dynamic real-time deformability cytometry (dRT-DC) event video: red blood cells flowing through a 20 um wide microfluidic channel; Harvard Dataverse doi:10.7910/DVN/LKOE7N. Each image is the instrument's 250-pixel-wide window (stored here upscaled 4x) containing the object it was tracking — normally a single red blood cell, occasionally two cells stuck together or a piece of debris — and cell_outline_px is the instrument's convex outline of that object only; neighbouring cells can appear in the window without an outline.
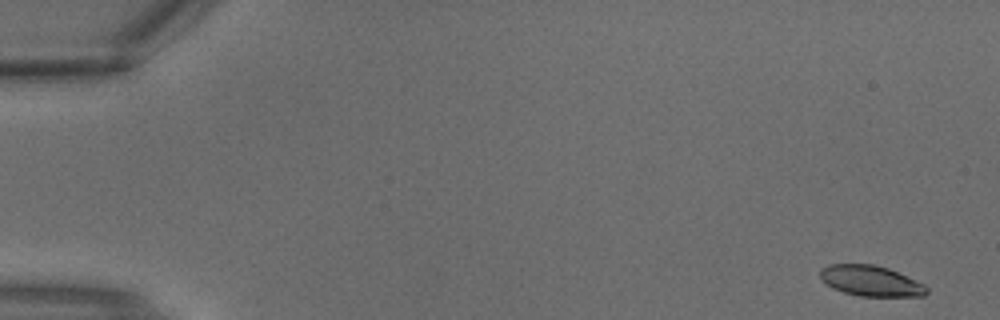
{"species": "common noctule bat (a hibernating species)", "species_latin": "Nyctalus noctula", "temperature_condition": "warm", "stored_images_in_passage": 3, "camera_frame_rate_fps": 3000, "um_per_image_px": 0.085, "animal": {"sex": "male", "body_mass_g": 18.8}, "frame": {"image": 1, "passage_image": 1, "time_ms": 0.0, "image_size_px": [1000, 320], "cell_outline_px": [[928, 292], [924, 296], [860, 296], [844, 292], [832, 288], [820, 276], [820, 268], [828, 264], [872, 264], [888, 268], [924, 284], [928, 288]], "centroid_in_image_um": [74.02, 23.87], "position_along_channel_um": 11.0, "area_um2": 18.84}}
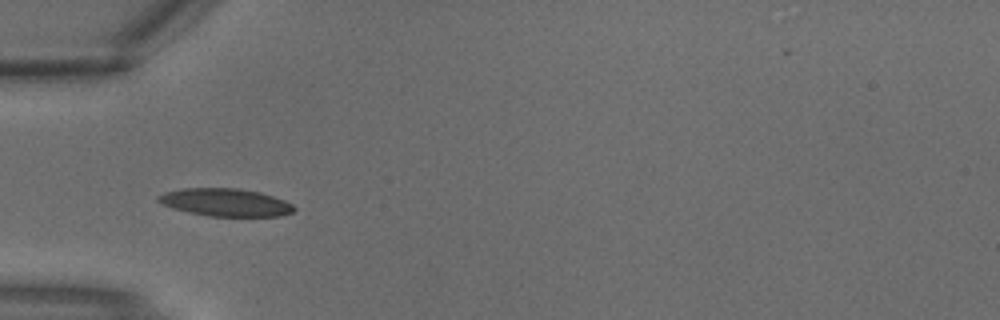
{"frame": {"image": 2, "passage_image": 3, "time_ms": 0.667, "image_size_px": [1000, 320], "cell_outline_px": [[296, 208], [292, 212], [280, 216], [208, 216], [188, 212], [172, 208], [160, 204], [156, 200], [156, 196], [164, 192], [184, 188], [236, 188], [260, 192], [284, 200], [292, 204]], "centroid_in_image_um": [19.12, 17.2], "position_along_channel_um": 65.9, "area_um2": 22.02}}